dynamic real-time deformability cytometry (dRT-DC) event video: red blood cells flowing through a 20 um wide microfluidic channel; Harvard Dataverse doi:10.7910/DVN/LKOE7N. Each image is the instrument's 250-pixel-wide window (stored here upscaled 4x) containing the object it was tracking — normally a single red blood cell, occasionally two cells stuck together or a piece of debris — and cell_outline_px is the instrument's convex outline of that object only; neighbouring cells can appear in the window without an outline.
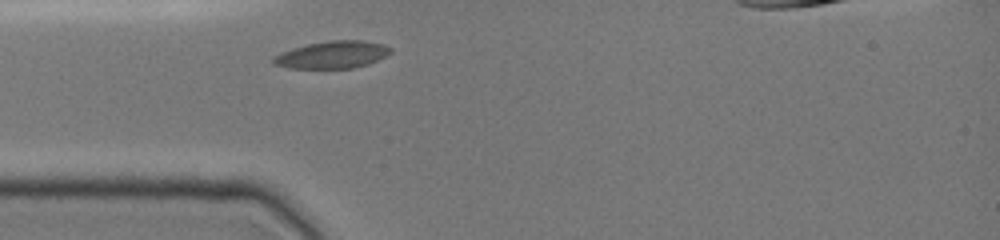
{"species": "common noctule bat (a hibernating species)", "species_latin": "Nyctalus noctula", "temperature_condition": "cold", "stored_images_in_passage": 9, "camera_frame_rate_fps": 3000, "um_per_image_px": 0.085, "animal": {"sex": "female", "body_mass_g": 19.0, "forearm_length_mm": 51.5}, "frame": {"image": 1, "passage_image": 1, "time_ms": 0.0, "image_size_px": [1000, 240], "cell_outline_px": [[392, 52], [368, 64], [352, 68], [288, 68], [272, 64], [268, 60], [272, 56], [280, 52], [292, 48], [308, 44], [328, 40], [364, 40], [384, 44], [392, 48]], "centroid_in_image_um": [28.18, 4.65], "position_along_channel_um": 56.8, "area_um2": 18.9}}
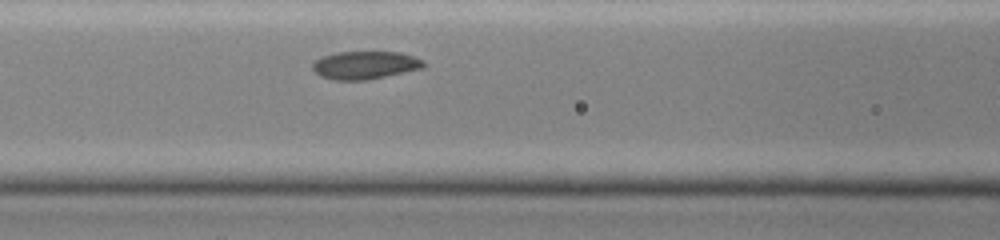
{"frame": {"image": 2, "passage_image": 5, "time_ms": 2.0, "image_size_px": [1000, 240], "cell_outline_px": [[424, 68], [364, 80], [332, 80], [320, 76], [312, 68], [312, 64], [316, 60], [324, 56], [340, 52], [400, 52], [424, 60]], "centroid_in_image_um": [31.03, 5.54], "position_along_channel_um": 135.6, "area_um2": 17.86}}
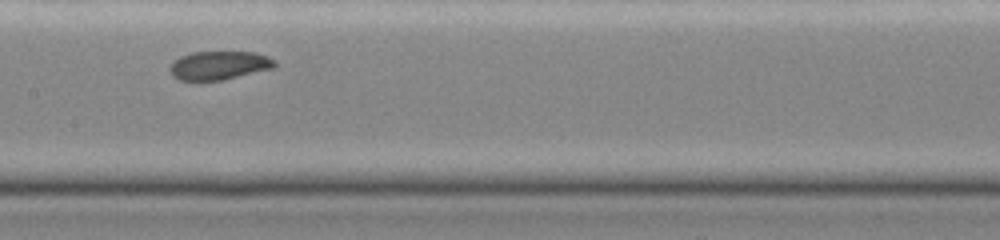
{"frame": {"image": 3, "passage_image": 8, "time_ms": 3.333, "image_size_px": [1000, 240], "cell_outline_px": [[276, 64], [272, 68], [224, 80], [180, 80], [172, 76], [168, 68], [180, 56], [192, 52], [252, 52], [268, 56], [276, 60]], "centroid_in_image_um": [18.62, 5.56], "position_along_channel_um": 188.8, "area_um2": 17.4}}